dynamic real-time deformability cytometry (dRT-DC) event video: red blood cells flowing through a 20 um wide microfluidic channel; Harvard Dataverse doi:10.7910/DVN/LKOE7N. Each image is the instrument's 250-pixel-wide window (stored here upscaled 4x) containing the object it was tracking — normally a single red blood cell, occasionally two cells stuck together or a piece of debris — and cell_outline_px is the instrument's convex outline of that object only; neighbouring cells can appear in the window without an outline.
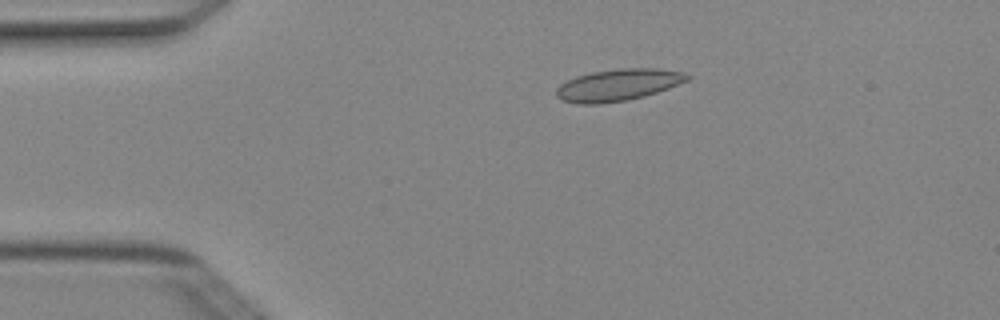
{"species": "Egyptian fruit bat (a non-hibernating species)", "species_latin": "Rousettus aegyptiacus", "temperature_condition": "cold", "stored_images_in_passage": 4, "camera_frame_rate_fps": 3000, "um_per_image_px": 0.085, "animal": {"sex": "female"}, "frame": {"image": 1, "passage_image": 3, "time_ms": 0.667, "image_size_px": [1000, 320], "cell_outline_px": [[692, 76], [688, 80], [668, 88], [644, 96], [628, 100], [596, 104], [576, 104], [560, 100], [556, 96], [556, 88], [560, 84], [576, 76], [592, 72], [620, 68], [660, 68], [684, 72]], "centroid_in_image_um": [52.53, 7.22], "position_along_channel_um": 32.5, "area_um2": 24.39}}
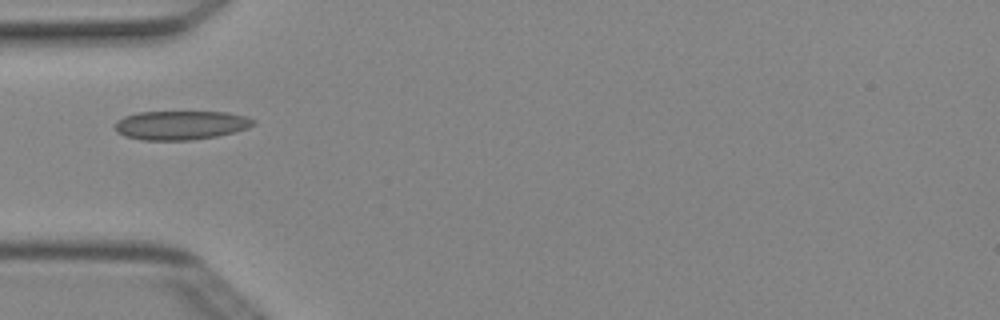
{"frame": {"image": 2, "passage_image": 4, "time_ms": 1.0, "image_size_px": [1000, 320], "cell_outline_px": [[256, 124], [248, 128], [216, 136], [192, 140], [140, 140], [124, 136], [116, 132], [116, 120], [124, 116], [140, 112], [228, 112], [248, 116], [256, 120]], "centroid_in_image_um": [15.38, 10.64], "position_along_channel_um": 69.6, "area_um2": 23.52}}